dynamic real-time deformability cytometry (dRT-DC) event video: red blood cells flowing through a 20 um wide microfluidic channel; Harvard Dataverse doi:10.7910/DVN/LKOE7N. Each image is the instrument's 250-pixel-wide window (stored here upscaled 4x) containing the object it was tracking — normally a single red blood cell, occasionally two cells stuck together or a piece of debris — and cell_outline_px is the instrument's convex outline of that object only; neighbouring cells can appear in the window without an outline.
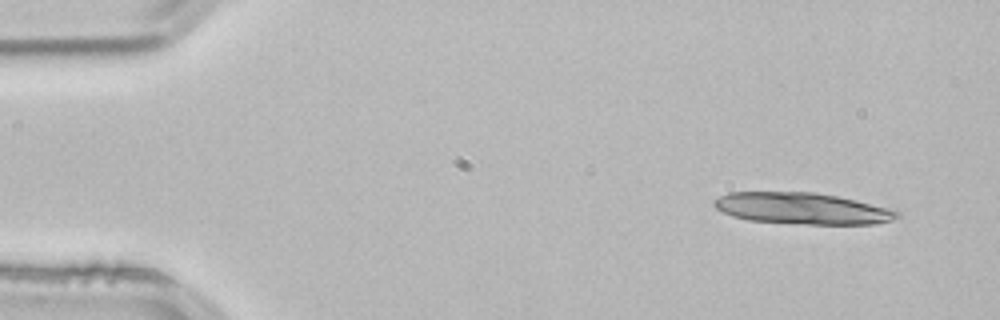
{"species": "common noctule bat (a hibernating species)", "species_latin": "Nyctalus noctula", "temperature_condition": "room temperature", "stored_images_in_passage": 15, "camera_frame_rate_fps": 3000, "um_per_image_px": 0.085, "animal": {"sex": "male", "body_mass_g": 21.5, "forearm_length_mm": 52.0}, "frame": {"image": 1, "passage_image": 4, "time_ms": 1.0, "image_size_px": [1000, 320], "cell_outline_px": [[900, 216], [892, 220], [876, 224], [808, 224], [748, 220], [732, 216], [716, 208], [712, 204], [712, 200], [728, 192], [812, 192], [836, 196], [856, 200], [900, 212]], "centroid_in_image_um": [68.14, 17.72], "position_along_channel_um": 16.9, "area_um2": 33.29}}